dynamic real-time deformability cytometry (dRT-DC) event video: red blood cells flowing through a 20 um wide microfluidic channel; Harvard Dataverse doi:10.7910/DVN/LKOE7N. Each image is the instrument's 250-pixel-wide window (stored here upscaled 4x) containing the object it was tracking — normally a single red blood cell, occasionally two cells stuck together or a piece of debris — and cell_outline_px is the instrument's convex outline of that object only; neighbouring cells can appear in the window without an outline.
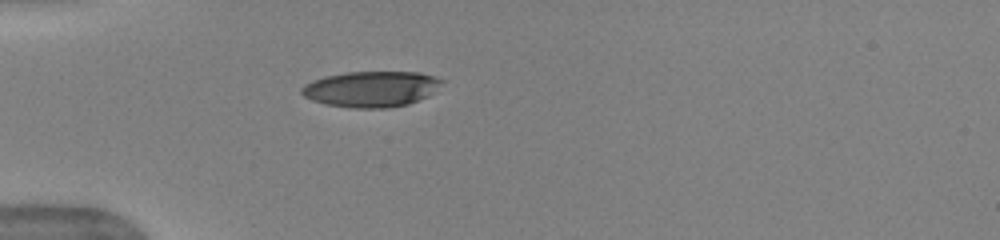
{"species": "human", "species_latin": "Homo sapiens", "temperature_condition": "warm", "stored_images_in_passage": 3, "camera_frame_rate_fps": 3000, "um_per_image_px": 0.085, "donor": {"sex": "female"}, "frame": {"image": 1, "passage_image": 1, "time_ms": 0.0, "image_size_px": [1000, 240], "cell_outline_px": [[444, 80], [436, 92], [428, 96], [408, 104], [388, 108], [352, 108], [324, 104], [312, 100], [304, 96], [300, 92], [300, 88], [304, 84], [312, 80], [324, 76], [348, 72], [420, 72], [436, 76]], "centroid_in_image_um": [31.57, 7.56], "position_along_channel_um": 53.4, "area_um2": 29.59}}
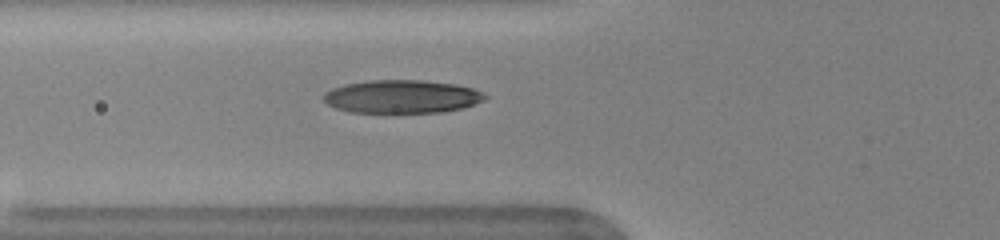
{"frame": {"image": 2, "passage_image": 3, "time_ms": 0.667, "image_size_px": [1000, 240], "cell_outline_px": [[488, 96], [484, 100], [464, 108], [440, 112], [352, 112], [336, 108], [328, 104], [324, 100], [324, 92], [332, 88], [344, 84], [368, 80], [420, 80], [456, 84], [472, 88]], "centroid_in_image_um": [34.15, 8.2], "position_along_channel_um": 91.6, "area_um2": 31.1}}